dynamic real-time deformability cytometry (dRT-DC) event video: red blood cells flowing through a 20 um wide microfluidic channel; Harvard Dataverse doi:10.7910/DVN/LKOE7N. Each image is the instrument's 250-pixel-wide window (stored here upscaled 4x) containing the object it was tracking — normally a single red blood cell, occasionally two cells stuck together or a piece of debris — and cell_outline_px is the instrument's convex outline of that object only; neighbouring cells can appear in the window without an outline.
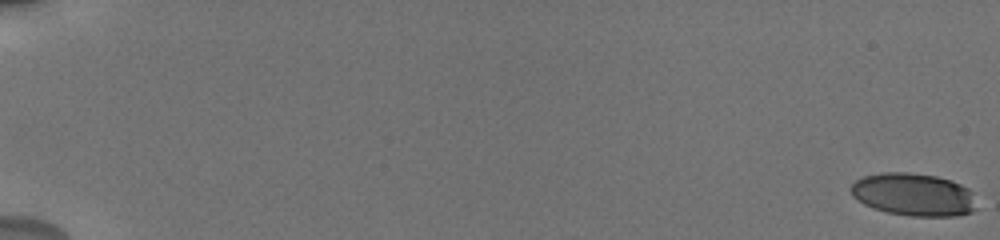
{"species": "human", "species_latin": "Homo sapiens", "temperature_condition": "cold", "stored_images_in_passage": 21, "camera_frame_rate_fps": 3000, "um_per_image_px": 0.085, "donor": {"sex": "male"}, "frame": {"image": 1, "passage_image": 1, "time_ms": 0.0, "image_size_px": [1000, 240], "cell_outline_px": [[976, 208], [972, 212], [960, 216], [912, 216], [888, 212], [872, 208], [856, 200], [852, 196], [848, 188], [856, 180], [864, 176], [880, 172], [908, 172], [936, 176], [952, 180], [968, 188]], "centroid_in_image_um": [77.61, 16.53], "position_along_channel_um": 7.4, "area_um2": 31.44}}
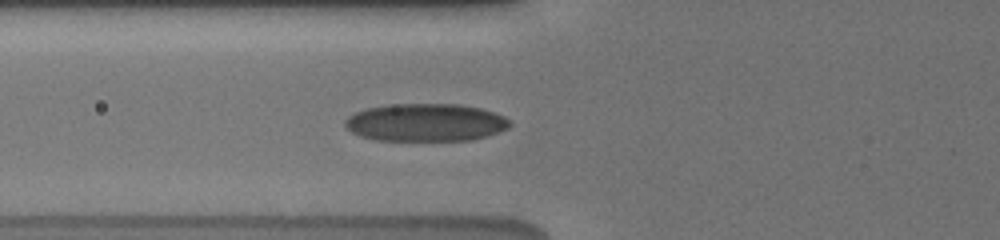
{"frame": {"image": 2, "passage_image": 17, "time_ms": 7.667, "image_size_px": [1000, 240], "cell_outline_px": [[512, 124], [508, 128], [488, 136], [472, 140], [376, 140], [360, 136], [352, 132], [344, 124], [344, 120], [348, 116], [356, 112], [368, 108], [388, 104], [460, 104], [480, 108], [504, 116]], "centroid_in_image_um": [36.18, 10.41], "position_along_channel_um": 89.6, "area_um2": 36.24}}
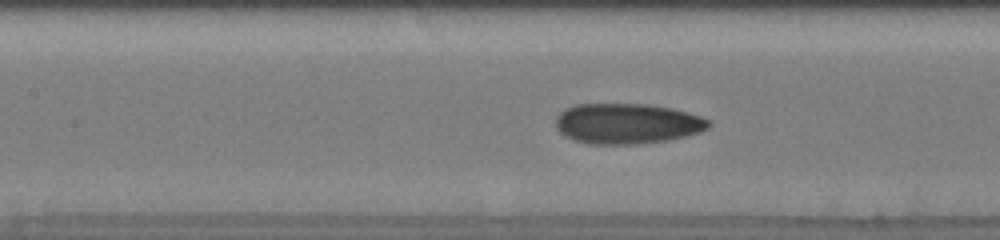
{"frame": {"image": 3, "passage_image": 20, "time_ms": 9.333, "image_size_px": [1000, 240], "cell_outline_px": [[712, 124], [708, 128], [700, 132], [668, 140], [636, 144], [588, 144], [564, 136], [556, 128], [556, 116], [564, 108], [576, 104], [648, 104], [672, 108], [688, 112], [712, 120]], "centroid_in_image_um": [53.31, 10.5], "position_along_channel_um": 154.1, "area_um2": 36.3}}